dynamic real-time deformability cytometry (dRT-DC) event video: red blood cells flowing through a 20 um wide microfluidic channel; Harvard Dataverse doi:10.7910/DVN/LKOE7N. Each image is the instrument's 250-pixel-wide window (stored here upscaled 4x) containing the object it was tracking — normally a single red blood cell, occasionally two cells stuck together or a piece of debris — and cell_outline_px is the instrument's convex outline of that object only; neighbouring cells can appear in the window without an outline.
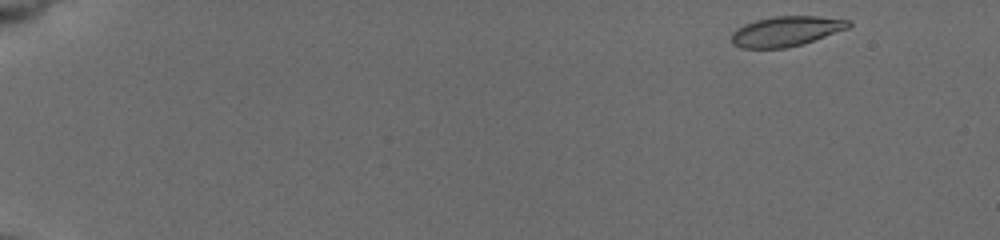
{"species": "common noctule bat (a hibernating species)", "species_latin": "Nyctalus noctula", "temperature_condition": "cold", "stored_images_in_passage": 47, "camera_frame_rate_fps": 3000, "um_per_image_px": 0.085, "animal": {"sex": "female", "body_mass_g": 19.5, "forearm_length_mm": 54.1}, "frame": {"image": 1, "passage_image": 1, "time_ms": 0.0, "image_size_px": [1000, 240], "cell_outline_px": [[852, 24], [848, 28], [804, 44], [788, 48], [740, 48], [732, 44], [732, 32], [736, 28], [744, 24], [756, 20], [776, 16], [816, 16], [852, 20]], "centroid_in_image_um": [66.82, 2.66], "position_along_channel_um": 18.2, "area_um2": 20.63}}
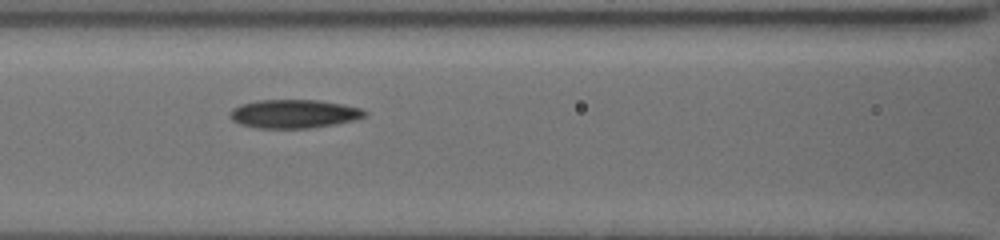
{"frame": {"image": 2, "passage_image": 21, "time_ms": 7.333, "image_size_px": [1000, 240], "cell_outline_px": [[368, 116], [336, 124], [308, 128], [256, 128], [240, 124], [232, 120], [228, 116], [232, 108], [240, 104], [256, 100], [320, 100], [344, 104], [360, 108], [368, 112]], "centroid_in_image_um": [24.97, 9.67], "position_along_channel_um": 141.6, "area_um2": 22.66}}
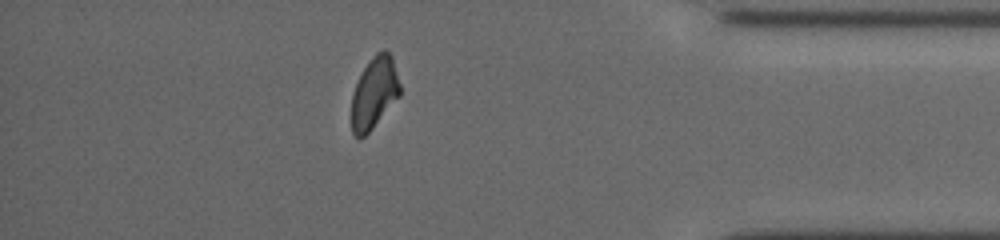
{"frame": {"image": 3, "passage_image": 41, "time_ms": 15.0, "image_size_px": [1000, 240], "cell_outline_px": [[400, 96], [372, 128], [360, 140], [352, 132], [352, 92], [364, 68], [372, 56], [376, 52], [388, 52], [392, 56], [400, 84]], "centroid_in_image_um": [31.81, 7.91], "position_along_channel_um": 403.4, "area_um2": 19.94}, "authors_computed_cell_mechanics": {"area_um2": 21.386, "velocity_mm_per_s": 3.7526, "shape_relaxation_time_tau1_ms": null, "shape_relaxation_time_tau2_ms": 10.5628, "deformation_change_tau1": null, "deformation_change_tau2": 0.1769}}